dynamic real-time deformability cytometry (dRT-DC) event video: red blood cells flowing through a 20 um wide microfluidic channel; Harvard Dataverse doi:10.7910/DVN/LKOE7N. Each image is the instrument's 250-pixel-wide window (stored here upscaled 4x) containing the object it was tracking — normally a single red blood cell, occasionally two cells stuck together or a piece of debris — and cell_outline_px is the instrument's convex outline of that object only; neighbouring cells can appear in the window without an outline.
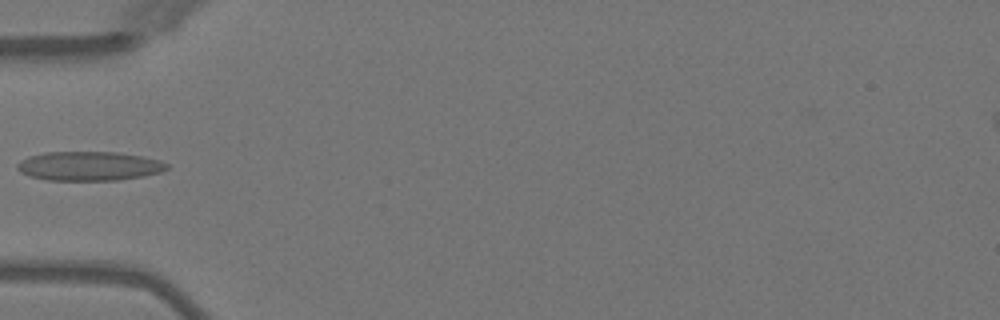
{"species": "Egyptian fruit bat (a non-hibernating species)", "species_latin": "Rousettus aegyptiacus", "temperature_condition": "warm", "stored_images_in_passage": 5, "camera_frame_rate_fps": 3000, "um_per_image_px": 0.085, "animal": {"sex": "female"}, "frame": {"image": 1, "passage_image": 5, "time_ms": 4.667, "image_size_px": [1000, 320], "cell_outline_px": [[168, 168], [160, 172], [144, 176], [116, 180], [48, 180], [28, 176], [20, 172], [16, 168], [16, 164], [20, 160], [28, 156], [44, 152], [116, 152], [144, 156], [160, 160], [168, 164]], "centroid_in_image_um": [7.55, 14.11], "position_along_channel_um": 77.5, "area_um2": 25.61}}